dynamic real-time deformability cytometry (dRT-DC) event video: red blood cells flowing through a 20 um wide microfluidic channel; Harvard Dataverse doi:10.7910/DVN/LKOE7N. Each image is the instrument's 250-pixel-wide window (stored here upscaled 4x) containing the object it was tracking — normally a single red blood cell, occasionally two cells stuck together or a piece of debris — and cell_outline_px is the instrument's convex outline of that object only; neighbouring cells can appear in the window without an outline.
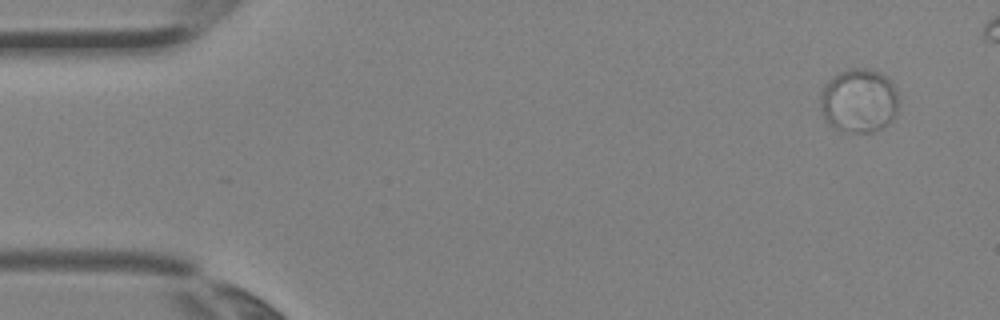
{"species": "Egyptian fruit bat (a non-hibernating species)", "species_latin": "Rousettus aegyptiacus", "temperature_condition": "room temperature", "stored_images_in_passage": 3, "camera_frame_rate_fps": 3000, "um_per_image_px": 0.085, "animal": {"sex": "female"}, "frame": {"image": 1, "passage_image": 3, "time_ms": 0.667, "image_size_px": [1000, 320], "cell_outline_px": [[900, 108], [880, 128], [872, 132], [840, 132], [828, 124], [820, 108], [820, 92], [824, 84], [832, 76], [848, 68], [864, 68], [880, 72], [888, 76], [896, 88], [900, 96]], "centroid_in_image_um": [73.0, 8.53], "position_along_channel_um": 12.0, "area_um2": 29.77}}